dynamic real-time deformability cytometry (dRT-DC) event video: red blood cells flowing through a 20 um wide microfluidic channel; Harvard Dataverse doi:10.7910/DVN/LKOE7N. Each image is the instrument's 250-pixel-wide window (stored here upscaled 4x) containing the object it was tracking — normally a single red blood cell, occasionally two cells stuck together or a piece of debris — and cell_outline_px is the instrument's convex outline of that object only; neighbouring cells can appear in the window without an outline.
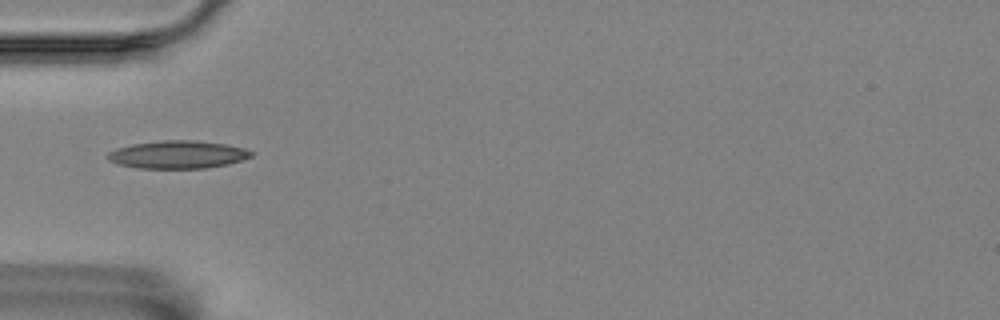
{"species": "Egyptian fruit bat (a non-hibernating species)", "species_latin": "Rousettus aegyptiacus", "temperature_condition": "room temperature", "stored_images_in_passage": 8, "camera_frame_rate_fps": 3000, "um_per_image_px": 0.085, "animal": {"sex": "female"}, "frame": {"image": 1, "passage_image": 4, "time_ms": 1.0, "image_size_px": [1000, 320], "cell_outline_px": [[256, 152], [252, 156], [228, 164], [204, 168], [136, 168], [116, 164], [108, 160], [108, 152], [116, 148], [132, 144], [160, 140], [196, 140], [224, 144], [244, 148]], "centroid_in_image_um": [15.09, 13.13], "position_along_channel_um": 69.9, "area_um2": 23.35}}
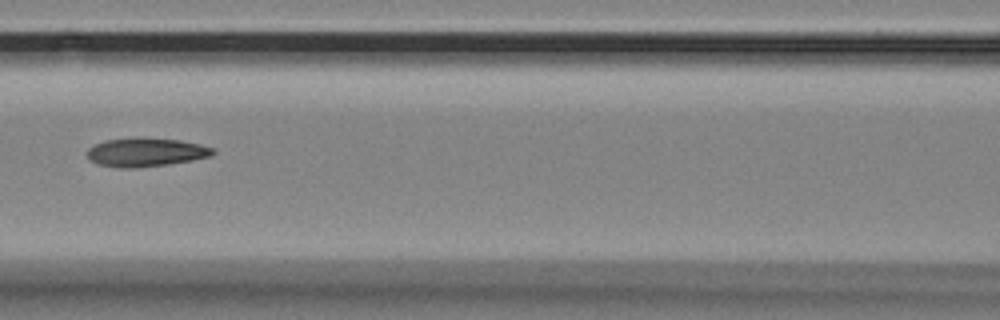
{"frame": {"image": 2, "passage_image": 6, "time_ms": 1.667, "image_size_px": [1000, 320], "cell_outline_px": [[216, 152], [212, 156], [192, 160], [168, 164], [136, 168], [116, 168], [96, 164], [88, 160], [88, 148], [104, 140], [136, 136], [180, 140], [200, 144], [216, 148]], "centroid_in_image_um": [12.39, 12.93], "position_along_channel_um": 154.2, "area_um2": 21.56}}
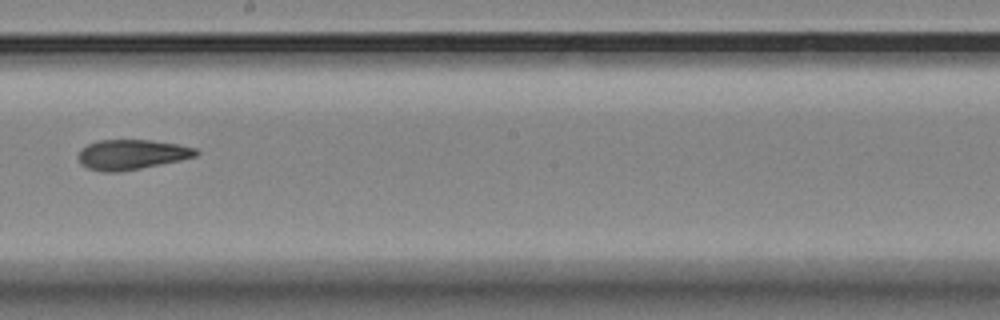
{"frame": {"image": 3, "passage_image": 8, "time_ms": 2.333, "image_size_px": [1000, 320], "cell_outline_px": [[200, 152], [196, 156], [180, 160], [140, 168], [116, 172], [104, 172], [88, 168], [80, 164], [76, 156], [80, 148], [96, 140], [152, 140], [176, 144], [196, 148]], "centroid_in_image_um": [11.14, 13.13], "position_along_channel_um": 237.1, "area_um2": 20.63}}